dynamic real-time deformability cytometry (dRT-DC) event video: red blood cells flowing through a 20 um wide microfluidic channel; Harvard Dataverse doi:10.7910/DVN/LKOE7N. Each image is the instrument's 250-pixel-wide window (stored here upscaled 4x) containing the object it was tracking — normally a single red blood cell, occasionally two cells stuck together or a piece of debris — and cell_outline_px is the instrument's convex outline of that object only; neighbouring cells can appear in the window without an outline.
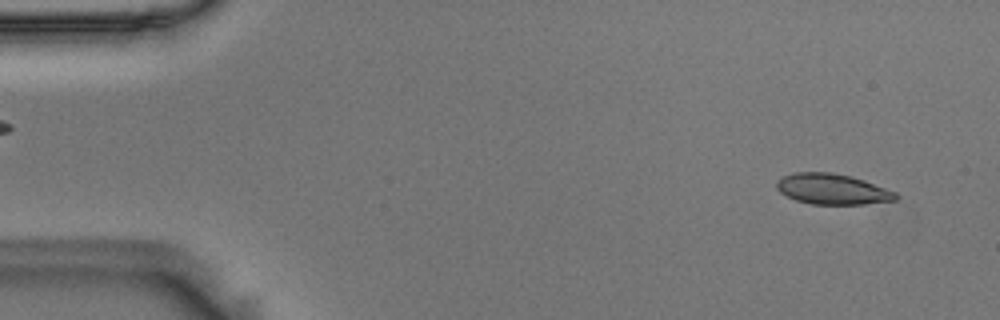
{"species": "Egyptian fruit bat (a non-hibernating species)", "species_latin": "Rousettus aegyptiacus", "temperature_condition": "room temperature", "stored_images_in_passage": 52, "camera_frame_rate_fps": 3000, "um_per_image_px": 0.085, "animal": {"sex": "male"}, "frame": {"image": 1, "passage_image": 1, "time_ms": 0.0, "image_size_px": [1000, 320], "cell_outline_px": [[896, 200], [864, 204], [812, 204], [796, 200], [780, 192], [776, 188], [776, 180], [792, 172], [832, 172], [852, 176], [864, 180], [896, 192]], "centroid_in_image_um": [70.72, 16.06], "position_along_channel_um": 14.3, "area_um2": 21.21}}
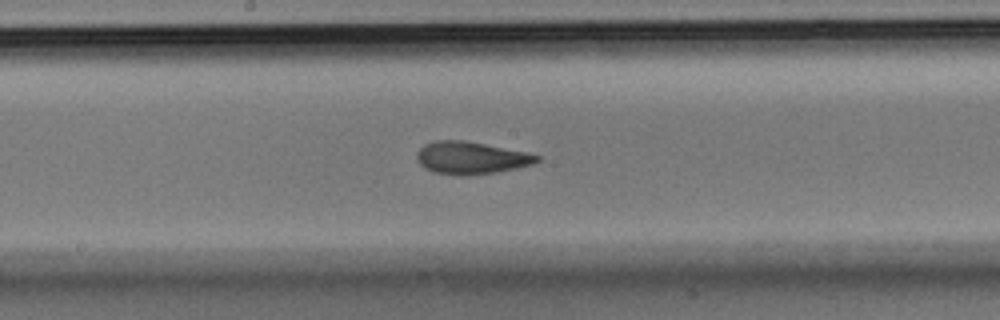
{"frame": {"image": 2, "passage_image": 26, "time_ms": 8.333, "image_size_px": [1000, 320], "cell_outline_px": [[540, 160], [532, 164], [516, 168], [496, 172], [460, 176], [432, 172], [424, 168], [416, 160], [416, 152], [424, 144], [436, 140], [464, 140], [528, 152], [540, 156]], "centroid_in_image_um": [40.0, 13.41], "position_along_channel_um": 208.2, "area_um2": 22.83}}
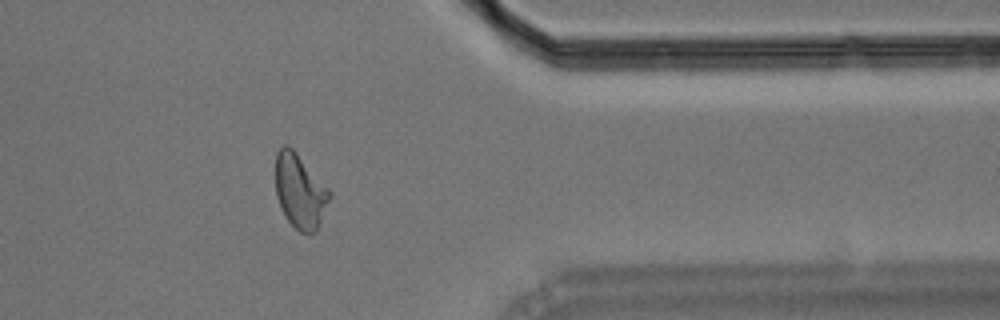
{"frame": {"image": 3, "passage_image": 42, "time_ms": 13.667, "image_size_px": [1000, 320], "cell_outline_px": [[332, 196], [320, 224], [316, 232], [308, 236], [300, 232], [288, 220], [276, 196], [276, 152], [284, 144], [288, 144], [296, 152], [332, 192]], "centroid_in_image_um": [25.53, 16.27], "position_along_channel_um": 385.9, "area_um2": 23.47}, "authors_computed_cell_mechanics": {"area_um2": 22.4553, "velocity_mm_per_s": 3.6107, "shape_relaxation_time_tau1_ms": 5.2318, "shape_relaxation_time_tau2_ms": 1.659, "deformation_change_tau1": 0.1672, "deformation_change_tau2": 0.0796}}